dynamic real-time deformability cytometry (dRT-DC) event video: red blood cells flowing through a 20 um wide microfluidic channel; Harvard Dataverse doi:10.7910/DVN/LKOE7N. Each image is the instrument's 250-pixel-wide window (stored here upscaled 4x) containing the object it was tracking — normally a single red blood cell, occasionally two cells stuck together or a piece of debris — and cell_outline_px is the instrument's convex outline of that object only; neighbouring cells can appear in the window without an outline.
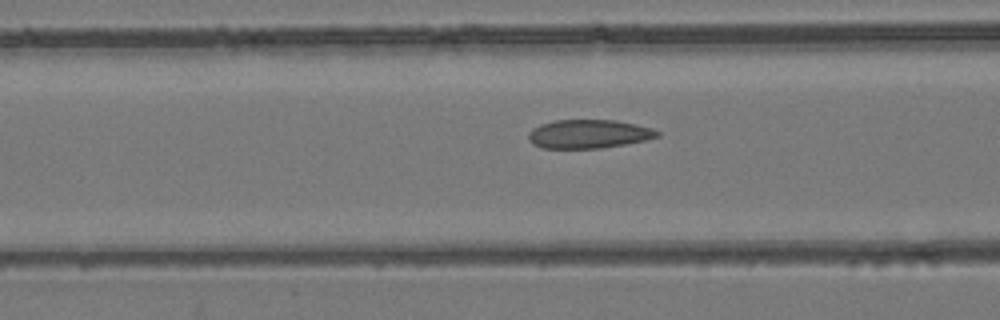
{"species": "common noctule bat (a hibernating species)", "species_latin": "Nyctalus noctula", "temperature_condition": "room temperature", "stored_images_in_passage": 53, "camera_frame_rate_fps": 3000, "um_per_image_px": 0.085, "animal": {"sex": "female", "body_mass_g": 24.6, "forearm_length_mm": 56.2}, "frame": {"image": 1, "passage_image": 21, "time_ms": 6.667, "image_size_px": [1000, 320], "cell_outline_px": [[660, 136], [644, 140], [624, 144], [600, 148], [540, 148], [532, 144], [528, 140], [528, 132], [532, 128], [540, 124], [556, 120], [616, 120], [652, 128], [660, 132]], "centroid_in_image_um": [49.99, 11.38], "position_along_channel_um": 116.6, "area_um2": 21.56}}
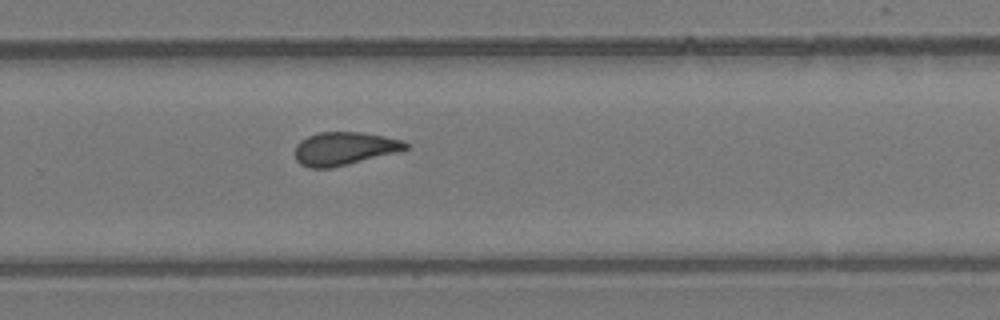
{"frame": {"image": 2, "passage_image": 35, "time_ms": 11.333, "image_size_px": [1000, 320], "cell_outline_px": [[408, 148], [396, 152], [332, 168], [308, 168], [300, 164], [296, 160], [296, 144], [300, 140], [308, 136], [320, 132], [360, 132], [384, 136], [400, 140], [408, 144]], "centroid_in_image_um": [29.22, 12.63], "position_along_channel_um": 300.6, "area_um2": 21.15}}
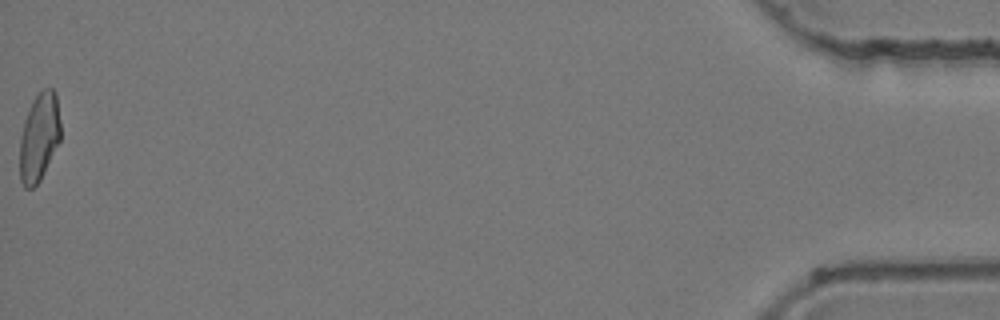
{"frame": {"image": 3, "passage_image": 53, "time_ms": 17.333, "image_size_px": [1000, 320], "cell_outline_px": [[60, 140], [40, 180], [32, 188], [24, 188], [20, 180], [20, 136], [24, 120], [32, 100], [44, 88], [52, 88], [56, 92], [60, 120]], "centroid_in_image_um": [3.32, 11.64], "position_along_channel_um": 431.9, "area_um2": 20.98}, "authors_computed_cell_mechanics": {"area_um2": 21.9062, "velocity_mm_per_s": 3.9465, "shape_relaxation_time_tau1_ms": null, "shape_relaxation_time_tau2_ms": 1.9087, "deformation_change_tau1": null, "deformation_change_tau2": 0.0872}}